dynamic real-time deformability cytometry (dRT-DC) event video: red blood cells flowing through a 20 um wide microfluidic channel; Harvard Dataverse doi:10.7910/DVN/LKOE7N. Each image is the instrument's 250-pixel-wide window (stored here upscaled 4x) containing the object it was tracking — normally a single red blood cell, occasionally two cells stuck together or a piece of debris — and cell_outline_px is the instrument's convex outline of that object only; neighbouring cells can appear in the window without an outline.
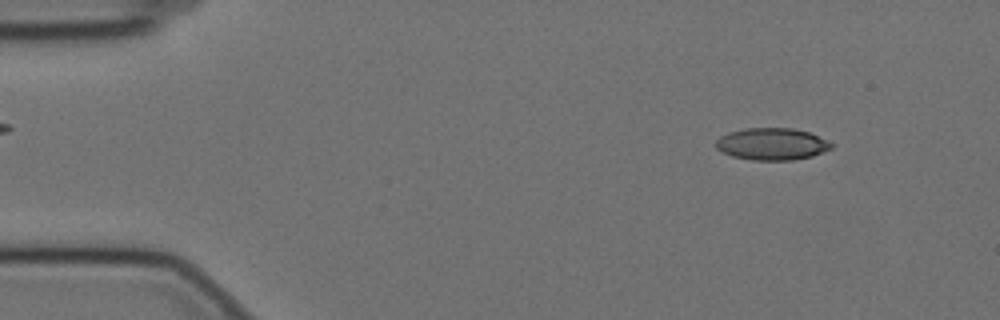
{"species": "Egyptian fruit bat (a non-hibernating species)", "species_latin": "Rousettus aegyptiacus", "temperature_condition": "cold", "stored_images_in_passage": 56, "camera_frame_rate_fps": 3000, "um_per_image_px": 0.085, "animal": {"sex": "female"}, "frame": {"image": 1, "passage_image": 5, "time_ms": 1.333, "image_size_px": [1000, 320], "cell_outline_px": [[832, 148], [812, 156], [792, 160], [752, 160], [732, 156], [716, 148], [716, 140], [720, 136], [728, 132], [744, 128], [792, 128], [808, 132], [832, 144]], "centroid_in_image_um": [65.57, 12.24], "position_along_channel_um": 19.4, "area_um2": 21.33}}
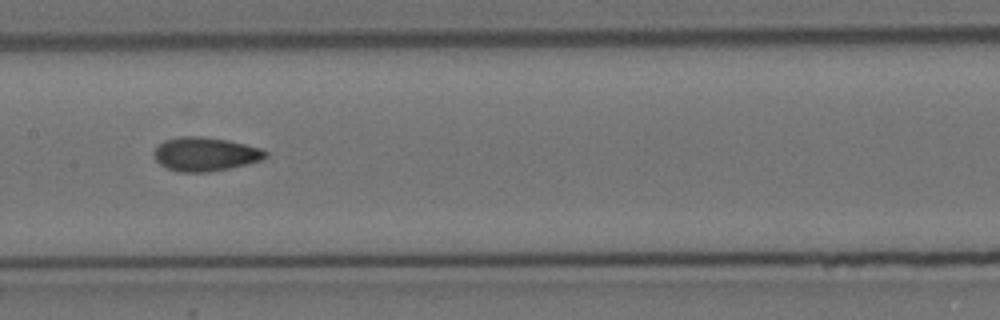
{"frame": {"image": 2, "passage_image": 27, "time_ms": 8.667, "image_size_px": [1000, 320], "cell_outline_px": [[268, 156], [260, 160], [228, 168], [208, 172], [180, 172], [168, 168], [160, 164], [156, 160], [152, 152], [164, 140], [180, 136], [200, 136], [228, 140], [260, 148], [268, 152]], "centroid_in_image_um": [17.42, 13.09], "position_along_channel_um": 190.0, "area_um2": 21.79}}
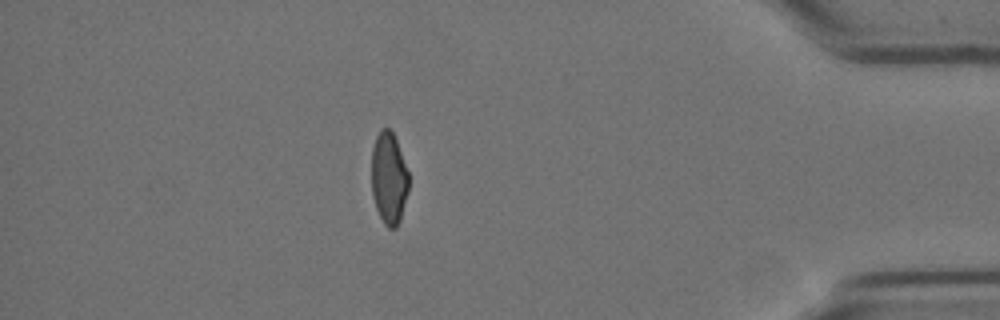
{"frame": {"image": 3, "passage_image": 49, "time_ms": 16.0, "image_size_px": [1000, 320], "cell_outline_px": [[408, 192], [400, 220], [396, 228], [388, 228], [384, 224], [376, 208], [372, 196], [372, 148], [376, 136], [380, 128], [388, 128], [392, 132], [396, 140], [408, 172]], "centroid_in_image_um": [33.04, 15.16], "position_along_channel_um": 402.2, "area_um2": 19.88}, "authors_computed_cell_mechanics": {"area_um2": 21.3282, "velocity_mm_per_s": 3.4861, "shape_relaxation_time_tau1_ms": null, "shape_relaxation_time_tau2_ms": 2.5223, "deformation_change_tau1": null, "deformation_change_tau2": 0.083}}